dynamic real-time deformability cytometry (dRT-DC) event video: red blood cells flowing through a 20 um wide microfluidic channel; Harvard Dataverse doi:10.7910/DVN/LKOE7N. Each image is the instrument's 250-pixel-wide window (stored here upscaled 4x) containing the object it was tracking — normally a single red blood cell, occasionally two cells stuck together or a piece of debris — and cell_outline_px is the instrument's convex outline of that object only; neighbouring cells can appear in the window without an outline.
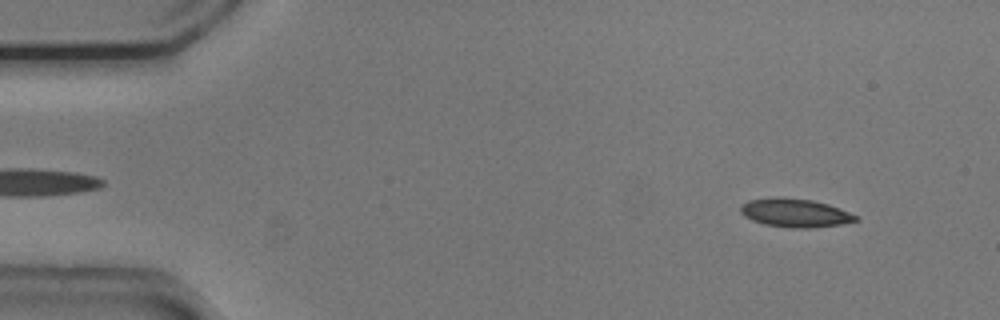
{"species": "common noctule bat (a hibernating species)", "species_latin": "Nyctalus noctula", "temperature_condition": "cold", "stored_images_in_passage": 17, "camera_frame_rate_fps": 3000, "um_per_image_px": 0.085, "animal": {"sex": "male", "body_mass_g": 20.5, "forearm_length_mm": 52.5}, "frame": {"image": 1, "passage_image": 4, "time_ms": 1.0, "image_size_px": [1000, 320], "cell_outline_px": [[860, 220], [840, 224], [808, 228], [792, 228], [764, 224], [752, 220], [744, 216], [740, 212], [740, 204], [748, 200], [772, 196], [780, 196], [812, 200], [828, 204], [840, 208], [860, 216]], "centroid_in_image_um": [67.57, 18.07], "position_along_channel_um": 17.4, "area_um2": 19.48}}
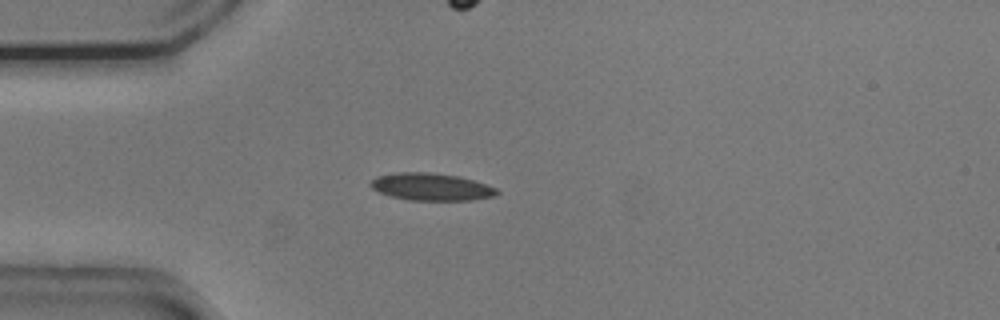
{"frame": {"image": 2, "passage_image": 13, "time_ms": 4.0, "image_size_px": [1000, 320], "cell_outline_px": [[500, 192], [496, 196], [472, 200], [408, 200], [392, 196], [380, 192], [372, 188], [368, 184], [376, 176], [396, 172], [428, 172], [456, 176], [472, 180], [496, 188]], "centroid_in_image_um": [36.64, 15.88], "position_along_channel_um": 48.4, "area_um2": 20.0}}